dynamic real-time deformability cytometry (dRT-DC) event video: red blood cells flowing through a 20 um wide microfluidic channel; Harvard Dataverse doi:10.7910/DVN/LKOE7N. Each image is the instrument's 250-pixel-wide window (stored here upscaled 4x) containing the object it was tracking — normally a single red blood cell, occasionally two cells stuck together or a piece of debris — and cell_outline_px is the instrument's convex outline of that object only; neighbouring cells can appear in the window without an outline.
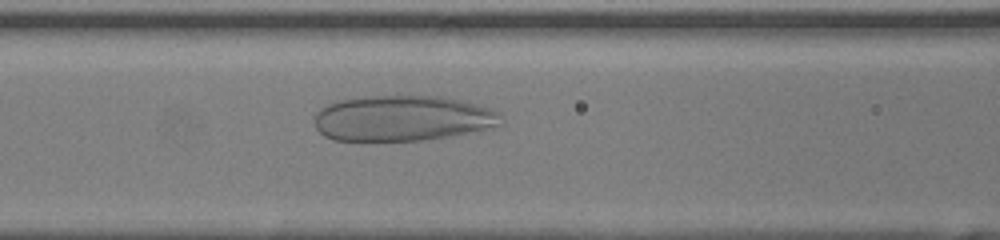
{"species": "human", "species_latin": "Homo sapiens", "temperature_condition": "room temperature", "stored_images_in_passage": 32, "camera_frame_rate_fps": 3000, "um_per_image_px": 0.085, "donor": {"sex": "female"}, "frame": {"image": 1, "passage_image": 6, "time_ms": 1.667, "image_size_px": [1000, 240], "cell_outline_px": [[504, 124], [448, 136], [420, 140], [332, 140], [324, 136], [316, 128], [316, 112], [320, 108], [336, 100], [364, 96], [440, 96], [460, 100], [492, 108], [500, 112]], "centroid_in_image_um": [34.2, 10.04], "position_along_channel_um": 132.4, "area_um2": 49.42}}
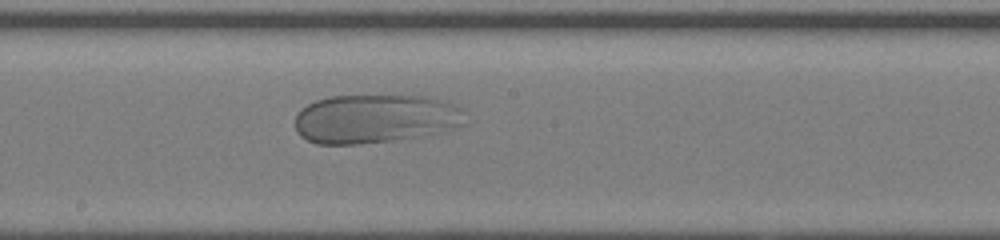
{"frame": {"image": 2, "passage_image": 12, "time_ms": 3.667, "image_size_px": [1000, 240], "cell_outline_px": [[468, 124], [444, 132], [420, 136], [392, 140], [360, 144], [316, 144], [300, 136], [296, 132], [296, 116], [308, 104], [316, 100], [332, 96], [428, 96], [460, 104]], "centroid_in_image_um": [31.99, 10.09], "position_along_channel_um": 216.2, "area_um2": 48.96}}
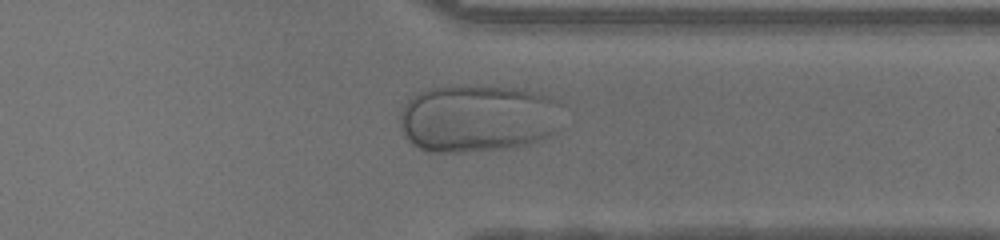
{"frame": {"image": 3, "passage_image": 23, "time_ms": 7.333, "image_size_px": [1000, 240], "cell_outline_px": [[564, 104], [560, 132], [540, 140], [528, 144], [504, 148], [460, 152], [428, 152], [412, 144], [400, 132], [400, 104], [408, 96], [416, 92], [428, 88], [512, 88], [544, 96], [556, 100]], "centroid_in_image_um": [40.6, 10.09], "position_along_channel_um": 370.8, "area_um2": 64.5}}